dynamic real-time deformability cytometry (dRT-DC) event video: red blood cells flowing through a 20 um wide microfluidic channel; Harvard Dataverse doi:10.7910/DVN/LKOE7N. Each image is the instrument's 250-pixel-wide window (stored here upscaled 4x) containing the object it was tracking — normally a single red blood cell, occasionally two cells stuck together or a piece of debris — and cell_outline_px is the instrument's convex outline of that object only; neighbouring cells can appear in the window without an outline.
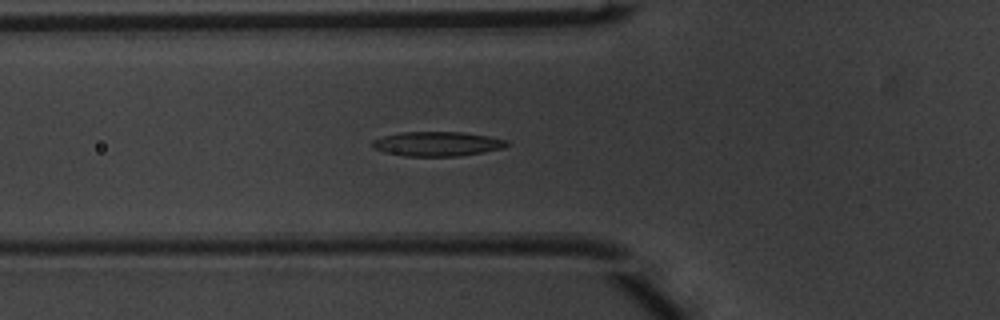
{"species": "common noctule bat (a hibernating species)", "species_latin": "Nyctalus noctula", "temperature_condition": "warm", "stored_images_in_passage": 51, "camera_frame_rate_fps": 3000, "um_per_image_px": 0.085, "animal": {"sex": "male", "body_mass_g": 20.1, "forearm_length_mm": 53.5}, "frame": {"image": 1, "passage_image": 19, "time_ms": 6.0, "image_size_px": [1000, 320], "cell_outline_px": [[508, 144], [504, 148], [484, 152], [460, 156], [408, 156], [384, 152], [372, 148], [372, 140], [384, 136], [400, 132], [464, 132], [488, 136], [508, 140]], "centroid_in_image_um": [37.18, 12.23], "position_along_channel_um": 88.6, "area_um2": 19.25}}
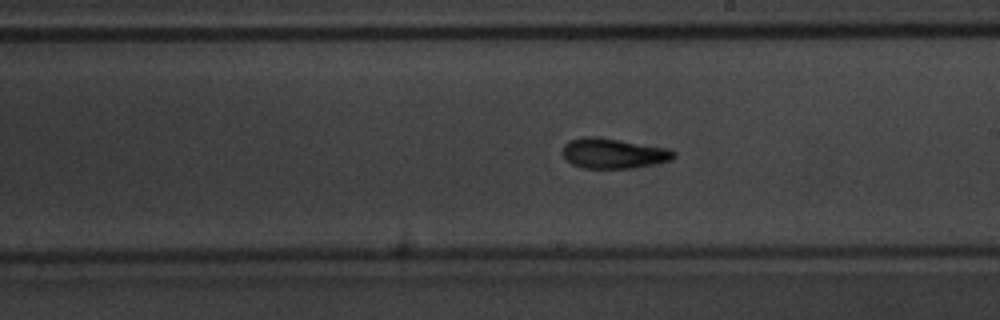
{"frame": {"image": 2, "passage_image": 30, "time_ms": 9.667, "image_size_px": [1000, 320], "cell_outline_px": [[676, 156], [672, 160], [632, 168], [584, 168], [572, 164], [560, 152], [564, 144], [568, 140], [588, 136], [592, 136], [620, 140], [668, 148], [676, 152]], "centroid_in_image_um": [52.13, 13.03], "position_along_channel_um": 236.9, "area_um2": 19.54}}
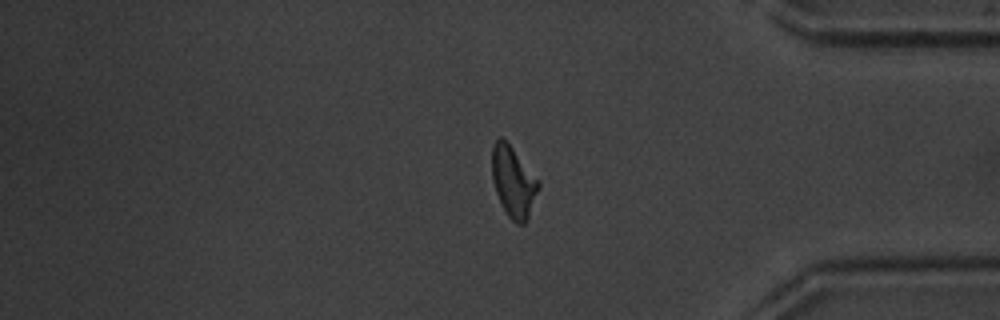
{"frame": {"image": 3, "passage_image": 43, "time_ms": 14.0, "image_size_px": [1000, 320], "cell_outline_px": [[540, 188], [528, 220], [524, 224], [516, 224], [508, 216], [496, 192], [492, 180], [492, 144], [500, 136], [512, 148], [540, 180]], "centroid_in_image_um": [43.66, 15.48], "position_along_channel_um": 391.5, "area_um2": 19.25}, "authors_computed_cell_mechanics": {"area_um2": 18.6694, "velocity_mm_per_s": 4.0285, "shape_relaxation_time_tau1_ms": 3.9345, "shape_relaxation_time_tau2_ms": 2.5699, "deformation_change_tau1": 0.1516, "deformation_change_tau2": 0.1202}}